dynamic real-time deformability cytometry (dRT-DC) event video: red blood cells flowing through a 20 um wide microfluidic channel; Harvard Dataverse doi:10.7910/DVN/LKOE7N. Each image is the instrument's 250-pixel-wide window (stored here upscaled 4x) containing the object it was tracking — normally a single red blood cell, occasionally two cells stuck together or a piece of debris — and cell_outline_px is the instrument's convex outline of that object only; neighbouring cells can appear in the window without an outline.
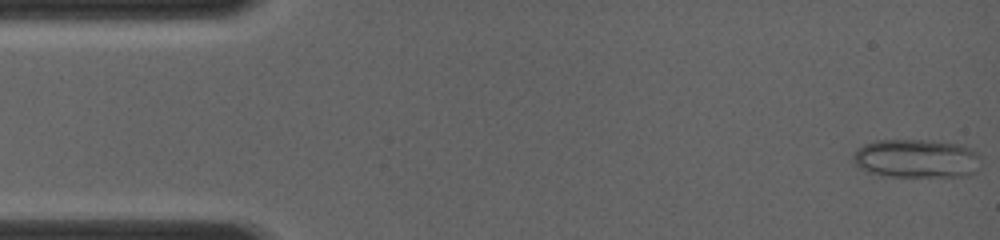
{"species": "common noctule bat (a hibernating species)", "species_latin": "Nyctalus noctula", "temperature_condition": "room temperature", "stored_images_in_passage": 46, "camera_frame_rate_fps": 4000, "um_per_image_px": 0.085, "animal": {"sex": "female", "body_mass_g": 19.0, "forearm_length_mm": 56.7}, "frame": {"image": 1, "passage_image": 1, "time_ms": 0.0, "image_size_px": [1000, 240], "cell_outline_px": [[980, 156], [976, 172], [972, 176], [888, 176], [868, 172], [860, 168], [852, 160], [852, 156], [856, 148], [864, 144], [876, 140], [940, 140], [956, 144], [968, 148], [976, 152]], "centroid_in_image_um": [77.88, 13.47], "position_along_channel_um": 7.1, "area_um2": 28.96}}
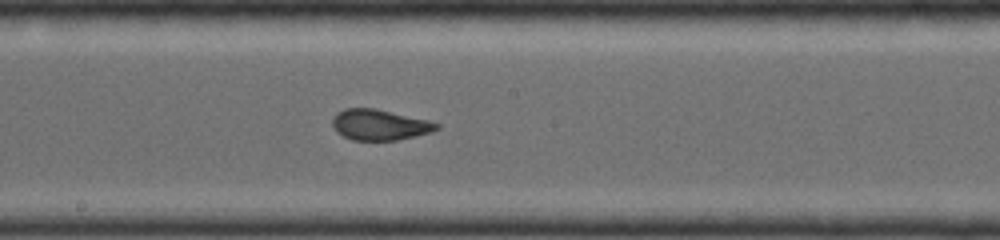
{"frame": {"image": 2, "passage_image": 25, "time_ms": 7.25, "image_size_px": [1000, 240], "cell_outline_px": [[440, 128], [428, 132], [396, 140], [352, 140], [344, 136], [332, 124], [332, 116], [336, 112], [344, 108], [376, 108], [428, 120], [440, 124]], "centroid_in_image_um": [32.24, 10.58], "position_along_channel_um": 216.0, "area_um2": 18.44}}
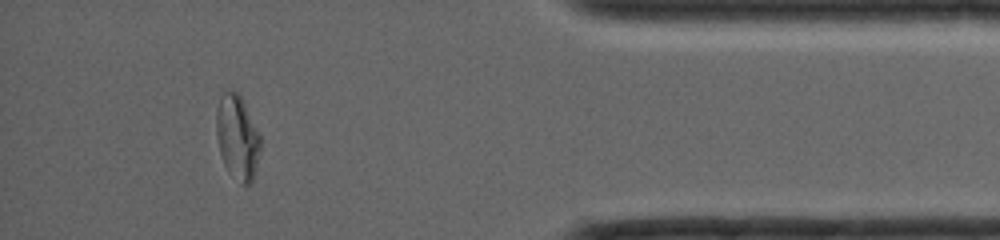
{"frame": {"image": 3, "passage_image": 41, "time_ms": 12.25, "image_size_px": [1000, 240], "cell_outline_px": [[260, 148], [252, 180], [248, 184], [240, 184], [224, 164], [220, 152], [216, 132], [216, 112], [220, 96], [224, 92], [236, 92], [240, 96], [260, 136]], "centroid_in_image_um": [20.15, 11.67], "position_along_channel_um": 415.0, "area_um2": 20.98}}